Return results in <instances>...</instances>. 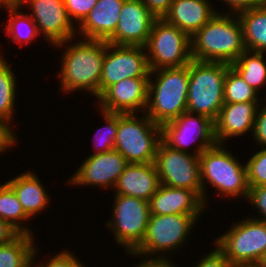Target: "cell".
<instances>
[{"label":"cell","mask_w":266,"mask_h":267,"mask_svg":"<svg viewBox=\"0 0 266 267\" xmlns=\"http://www.w3.org/2000/svg\"><path fill=\"white\" fill-rule=\"evenodd\" d=\"M261 102L224 103L215 120L218 144H228L229 139L252 135L256 114Z\"/></svg>","instance_id":"cell-18"},{"label":"cell","mask_w":266,"mask_h":267,"mask_svg":"<svg viewBox=\"0 0 266 267\" xmlns=\"http://www.w3.org/2000/svg\"><path fill=\"white\" fill-rule=\"evenodd\" d=\"M26 171L5 182L13 189L25 214L33 220L37 214L48 210L46 209L48 206L50 208L51 195L45 185L43 186L36 171L33 169Z\"/></svg>","instance_id":"cell-23"},{"label":"cell","mask_w":266,"mask_h":267,"mask_svg":"<svg viewBox=\"0 0 266 267\" xmlns=\"http://www.w3.org/2000/svg\"><path fill=\"white\" fill-rule=\"evenodd\" d=\"M139 263L136 264V267H178L177 262L172 261H145L141 260L138 261ZM177 263V264H176Z\"/></svg>","instance_id":"cell-42"},{"label":"cell","mask_w":266,"mask_h":267,"mask_svg":"<svg viewBox=\"0 0 266 267\" xmlns=\"http://www.w3.org/2000/svg\"><path fill=\"white\" fill-rule=\"evenodd\" d=\"M103 122L105 125L96 129V134L92 139V143L95 144L94 152L91 154H100L105 152H110L114 150L115 138L118 130V113H109L102 110H99Z\"/></svg>","instance_id":"cell-31"},{"label":"cell","mask_w":266,"mask_h":267,"mask_svg":"<svg viewBox=\"0 0 266 267\" xmlns=\"http://www.w3.org/2000/svg\"><path fill=\"white\" fill-rule=\"evenodd\" d=\"M219 1V0H217ZM225 3V7L227 10L223 11L222 10H218V12L220 11V13H226V14H238L242 11H246L255 7H259L262 6L264 4H266V0H221Z\"/></svg>","instance_id":"cell-39"},{"label":"cell","mask_w":266,"mask_h":267,"mask_svg":"<svg viewBox=\"0 0 266 267\" xmlns=\"http://www.w3.org/2000/svg\"><path fill=\"white\" fill-rule=\"evenodd\" d=\"M226 144H216L205 150L200 156V173L203 191V202L209 208L207 184L215 193L226 199H247L249 184L247 180V168L245 162L239 161L235 154L228 150ZM217 190V192H216Z\"/></svg>","instance_id":"cell-2"},{"label":"cell","mask_w":266,"mask_h":267,"mask_svg":"<svg viewBox=\"0 0 266 267\" xmlns=\"http://www.w3.org/2000/svg\"><path fill=\"white\" fill-rule=\"evenodd\" d=\"M150 70L178 68L192 60L191 37L164 18H156L144 46Z\"/></svg>","instance_id":"cell-9"},{"label":"cell","mask_w":266,"mask_h":267,"mask_svg":"<svg viewBox=\"0 0 266 267\" xmlns=\"http://www.w3.org/2000/svg\"><path fill=\"white\" fill-rule=\"evenodd\" d=\"M19 234L8 222L0 219V245L11 242Z\"/></svg>","instance_id":"cell-41"},{"label":"cell","mask_w":266,"mask_h":267,"mask_svg":"<svg viewBox=\"0 0 266 267\" xmlns=\"http://www.w3.org/2000/svg\"><path fill=\"white\" fill-rule=\"evenodd\" d=\"M3 8L5 9L8 17L5 22V27L1 30L5 32V35L9 36L11 42H15L21 47L31 44L35 38H40L37 30V26L28 13H24L22 7L16 2L6 3ZM38 37V38H37Z\"/></svg>","instance_id":"cell-24"},{"label":"cell","mask_w":266,"mask_h":267,"mask_svg":"<svg viewBox=\"0 0 266 267\" xmlns=\"http://www.w3.org/2000/svg\"><path fill=\"white\" fill-rule=\"evenodd\" d=\"M230 67L222 62L191 60L187 112L217 119L224 105V81Z\"/></svg>","instance_id":"cell-6"},{"label":"cell","mask_w":266,"mask_h":267,"mask_svg":"<svg viewBox=\"0 0 266 267\" xmlns=\"http://www.w3.org/2000/svg\"><path fill=\"white\" fill-rule=\"evenodd\" d=\"M150 71L144 46L114 45L105 41L100 95L121 80L149 78Z\"/></svg>","instance_id":"cell-13"},{"label":"cell","mask_w":266,"mask_h":267,"mask_svg":"<svg viewBox=\"0 0 266 267\" xmlns=\"http://www.w3.org/2000/svg\"><path fill=\"white\" fill-rule=\"evenodd\" d=\"M98 0H64L70 20L77 27L89 14Z\"/></svg>","instance_id":"cell-34"},{"label":"cell","mask_w":266,"mask_h":267,"mask_svg":"<svg viewBox=\"0 0 266 267\" xmlns=\"http://www.w3.org/2000/svg\"><path fill=\"white\" fill-rule=\"evenodd\" d=\"M51 47L63 50L60 55V68L56 72L60 81V91L65 95L86 91V94H91L97 99L100 96L105 41L76 37Z\"/></svg>","instance_id":"cell-1"},{"label":"cell","mask_w":266,"mask_h":267,"mask_svg":"<svg viewBox=\"0 0 266 267\" xmlns=\"http://www.w3.org/2000/svg\"><path fill=\"white\" fill-rule=\"evenodd\" d=\"M14 130L7 121L0 118V156L18 145V134Z\"/></svg>","instance_id":"cell-37"},{"label":"cell","mask_w":266,"mask_h":267,"mask_svg":"<svg viewBox=\"0 0 266 267\" xmlns=\"http://www.w3.org/2000/svg\"><path fill=\"white\" fill-rule=\"evenodd\" d=\"M250 187L266 186V148H260L245 162Z\"/></svg>","instance_id":"cell-33"},{"label":"cell","mask_w":266,"mask_h":267,"mask_svg":"<svg viewBox=\"0 0 266 267\" xmlns=\"http://www.w3.org/2000/svg\"><path fill=\"white\" fill-rule=\"evenodd\" d=\"M150 214L202 215L206 206L202 198L193 190L175 188L161 184L149 199Z\"/></svg>","instance_id":"cell-19"},{"label":"cell","mask_w":266,"mask_h":267,"mask_svg":"<svg viewBox=\"0 0 266 267\" xmlns=\"http://www.w3.org/2000/svg\"><path fill=\"white\" fill-rule=\"evenodd\" d=\"M160 185L154 162L128 163L112 193L149 201Z\"/></svg>","instance_id":"cell-21"},{"label":"cell","mask_w":266,"mask_h":267,"mask_svg":"<svg viewBox=\"0 0 266 267\" xmlns=\"http://www.w3.org/2000/svg\"><path fill=\"white\" fill-rule=\"evenodd\" d=\"M246 201L248 204H252L251 206L253 207L254 211L256 210L257 213L255 214L256 217L254 214H252V216L250 215L249 217L266 222V186L250 187L247 199L244 201V203Z\"/></svg>","instance_id":"cell-35"},{"label":"cell","mask_w":266,"mask_h":267,"mask_svg":"<svg viewBox=\"0 0 266 267\" xmlns=\"http://www.w3.org/2000/svg\"><path fill=\"white\" fill-rule=\"evenodd\" d=\"M251 138L259 148H266V99L259 105Z\"/></svg>","instance_id":"cell-36"},{"label":"cell","mask_w":266,"mask_h":267,"mask_svg":"<svg viewBox=\"0 0 266 267\" xmlns=\"http://www.w3.org/2000/svg\"><path fill=\"white\" fill-rule=\"evenodd\" d=\"M125 0H98L85 19L77 26V37L107 41L118 24Z\"/></svg>","instance_id":"cell-20"},{"label":"cell","mask_w":266,"mask_h":267,"mask_svg":"<svg viewBox=\"0 0 266 267\" xmlns=\"http://www.w3.org/2000/svg\"><path fill=\"white\" fill-rule=\"evenodd\" d=\"M188 85L189 64L178 68L151 70L145 114L151 121L162 126L187 112Z\"/></svg>","instance_id":"cell-5"},{"label":"cell","mask_w":266,"mask_h":267,"mask_svg":"<svg viewBox=\"0 0 266 267\" xmlns=\"http://www.w3.org/2000/svg\"><path fill=\"white\" fill-rule=\"evenodd\" d=\"M259 96L232 67L227 70L224 81V103L264 101V97L261 98Z\"/></svg>","instance_id":"cell-30"},{"label":"cell","mask_w":266,"mask_h":267,"mask_svg":"<svg viewBox=\"0 0 266 267\" xmlns=\"http://www.w3.org/2000/svg\"><path fill=\"white\" fill-rule=\"evenodd\" d=\"M124 156L116 150L100 154H90L68 178L65 184L77 188L81 186L113 190L127 166Z\"/></svg>","instance_id":"cell-15"},{"label":"cell","mask_w":266,"mask_h":267,"mask_svg":"<svg viewBox=\"0 0 266 267\" xmlns=\"http://www.w3.org/2000/svg\"><path fill=\"white\" fill-rule=\"evenodd\" d=\"M200 218L201 215L151 214L145 237L130 257H139L145 261H174L170 257L171 253L177 255L179 249L182 250L184 244H188L187 240Z\"/></svg>","instance_id":"cell-4"},{"label":"cell","mask_w":266,"mask_h":267,"mask_svg":"<svg viewBox=\"0 0 266 267\" xmlns=\"http://www.w3.org/2000/svg\"><path fill=\"white\" fill-rule=\"evenodd\" d=\"M112 217L105 228L115 243L130 255L143 241L150 218L149 202L141 198L113 193Z\"/></svg>","instance_id":"cell-8"},{"label":"cell","mask_w":266,"mask_h":267,"mask_svg":"<svg viewBox=\"0 0 266 267\" xmlns=\"http://www.w3.org/2000/svg\"><path fill=\"white\" fill-rule=\"evenodd\" d=\"M7 2L5 0H0V10L3 9V6L6 4Z\"/></svg>","instance_id":"cell-45"},{"label":"cell","mask_w":266,"mask_h":267,"mask_svg":"<svg viewBox=\"0 0 266 267\" xmlns=\"http://www.w3.org/2000/svg\"><path fill=\"white\" fill-rule=\"evenodd\" d=\"M246 50L266 53V4L237 14Z\"/></svg>","instance_id":"cell-25"},{"label":"cell","mask_w":266,"mask_h":267,"mask_svg":"<svg viewBox=\"0 0 266 267\" xmlns=\"http://www.w3.org/2000/svg\"><path fill=\"white\" fill-rule=\"evenodd\" d=\"M161 140L175 150L200 156L218 144L215 121L203 115L184 112L161 126Z\"/></svg>","instance_id":"cell-11"},{"label":"cell","mask_w":266,"mask_h":267,"mask_svg":"<svg viewBox=\"0 0 266 267\" xmlns=\"http://www.w3.org/2000/svg\"><path fill=\"white\" fill-rule=\"evenodd\" d=\"M161 141V126L145 113H118V130L114 150L128 163H152Z\"/></svg>","instance_id":"cell-7"},{"label":"cell","mask_w":266,"mask_h":267,"mask_svg":"<svg viewBox=\"0 0 266 267\" xmlns=\"http://www.w3.org/2000/svg\"><path fill=\"white\" fill-rule=\"evenodd\" d=\"M246 50L240 20L236 14L217 12L191 37L192 59L234 63Z\"/></svg>","instance_id":"cell-3"},{"label":"cell","mask_w":266,"mask_h":267,"mask_svg":"<svg viewBox=\"0 0 266 267\" xmlns=\"http://www.w3.org/2000/svg\"><path fill=\"white\" fill-rule=\"evenodd\" d=\"M0 219L8 222L20 234L35 236L31 225L26 224L31 219L25 214L16 194L6 182L0 184Z\"/></svg>","instance_id":"cell-29"},{"label":"cell","mask_w":266,"mask_h":267,"mask_svg":"<svg viewBox=\"0 0 266 267\" xmlns=\"http://www.w3.org/2000/svg\"><path fill=\"white\" fill-rule=\"evenodd\" d=\"M155 19L142 0H125L115 33L106 42L114 45L145 46Z\"/></svg>","instance_id":"cell-17"},{"label":"cell","mask_w":266,"mask_h":267,"mask_svg":"<svg viewBox=\"0 0 266 267\" xmlns=\"http://www.w3.org/2000/svg\"><path fill=\"white\" fill-rule=\"evenodd\" d=\"M154 164L160 184L193 190L203 200L199 156L175 150L161 140Z\"/></svg>","instance_id":"cell-12"},{"label":"cell","mask_w":266,"mask_h":267,"mask_svg":"<svg viewBox=\"0 0 266 267\" xmlns=\"http://www.w3.org/2000/svg\"><path fill=\"white\" fill-rule=\"evenodd\" d=\"M149 78H128L109 86L97 99L99 110L109 113H145ZM98 102V103H97Z\"/></svg>","instance_id":"cell-16"},{"label":"cell","mask_w":266,"mask_h":267,"mask_svg":"<svg viewBox=\"0 0 266 267\" xmlns=\"http://www.w3.org/2000/svg\"><path fill=\"white\" fill-rule=\"evenodd\" d=\"M142 2L156 18H163L170 10L173 0H142Z\"/></svg>","instance_id":"cell-40"},{"label":"cell","mask_w":266,"mask_h":267,"mask_svg":"<svg viewBox=\"0 0 266 267\" xmlns=\"http://www.w3.org/2000/svg\"><path fill=\"white\" fill-rule=\"evenodd\" d=\"M39 247H35L32 256V267H85L84 263L78 258L70 249L61 250L58 253H53L51 257H44L42 261L38 262V253L41 252ZM35 260V261H34ZM38 262V263H37Z\"/></svg>","instance_id":"cell-32"},{"label":"cell","mask_w":266,"mask_h":267,"mask_svg":"<svg viewBox=\"0 0 266 267\" xmlns=\"http://www.w3.org/2000/svg\"><path fill=\"white\" fill-rule=\"evenodd\" d=\"M234 223L228 226V231L216 237L212 244L232 266L260 260L266 252V222L247 216Z\"/></svg>","instance_id":"cell-10"},{"label":"cell","mask_w":266,"mask_h":267,"mask_svg":"<svg viewBox=\"0 0 266 267\" xmlns=\"http://www.w3.org/2000/svg\"><path fill=\"white\" fill-rule=\"evenodd\" d=\"M260 261L266 265V252L263 254L262 258L260 259Z\"/></svg>","instance_id":"cell-44"},{"label":"cell","mask_w":266,"mask_h":267,"mask_svg":"<svg viewBox=\"0 0 266 267\" xmlns=\"http://www.w3.org/2000/svg\"><path fill=\"white\" fill-rule=\"evenodd\" d=\"M2 52V53H1ZM4 51L0 50V118L7 121L13 128L15 126L12 125L15 120V114L17 113L16 103L17 98V77L13 71L12 64L7 62L5 59ZM15 110V111H14Z\"/></svg>","instance_id":"cell-27"},{"label":"cell","mask_w":266,"mask_h":267,"mask_svg":"<svg viewBox=\"0 0 266 267\" xmlns=\"http://www.w3.org/2000/svg\"><path fill=\"white\" fill-rule=\"evenodd\" d=\"M266 53L245 50L230 66L257 93L266 87ZM265 57V58H264Z\"/></svg>","instance_id":"cell-26"},{"label":"cell","mask_w":266,"mask_h":267,"mask_svg":"<svg viewBox=\"0 0 266 267\" xmlns=\"http://www.w3.org/2000/svg\"><path fill=\"white\" fill-rule=\"evenodd\" d=\"M232 267H266V265H264L260 260H257V261L239 263L233 265Z\"/></svg>","instance_id":"cell-43"},{"label":"cell","mask_w":266,"mask_h":267,"mask_svg":"<svg viewBox=\"0 0 266 267\" xmlns=\"http://www.w3.org/2000/svg\"><path fill=\"white\" fill-rule=\"evenodd\" d=\"M198 262H194L193 267H232L225 255L215 246L209 253L201 256ZM178 267L180 265L178 264Z\"/></svg>","instance_id":"cell-38"},{"label":"cell","mask_w":266,"mask_h":267,"mask_svg":"<svg viewBox=\"0 0 266 267\" xmlns=\"http://www.w3.org/2000/svg\"><path fill=\"white\" fill-rule=\"evenodd\" d=\"M35 236L19 234L11 242L0 245V267H32L36 247Z\"/></svg>","instance_id":"cell-28"},{"label":"cell","mask_w":266,"mask_h":267,"mask_svg":"<svg viewBox=\"0 0 266 267\" xmlns=\"http://www.w3.org/2000/svg\"><path fill=\"white\" fill-rule=\"evenodd\" d=\"M16 3L29 10L45 43L54 46L77 37V27L67 14L64 0H18Z\"/></svg>","instance_id":"cell-14"},{"label":"cell","mask_w":266,"mask_h":267,"mask_svg":"<svg viewBox=\"0 0 266 267\" xmlns=\"http://www.w3.org/2000/svg\"><path fill=\"white\" fill-rule=\"evenodd\" d=\"M211 1L173 0L170 10L163 18L192 37L218 12Z\"/></svg>","instance_id":"cell-22"},{"label":"cell","mask_w":266,"mask_h":267,"mask_svg":"<svg viewBox=\"0 0 266 267\" xmlns=\"http://www.w3.org/2000/svg\"><path fill=\"white\" fill-rule=\"evenodd\" d=\"M7 3L17 2L18 0H5Z\"/></svg>","instance_id":"cell-46"}]
</instances>
